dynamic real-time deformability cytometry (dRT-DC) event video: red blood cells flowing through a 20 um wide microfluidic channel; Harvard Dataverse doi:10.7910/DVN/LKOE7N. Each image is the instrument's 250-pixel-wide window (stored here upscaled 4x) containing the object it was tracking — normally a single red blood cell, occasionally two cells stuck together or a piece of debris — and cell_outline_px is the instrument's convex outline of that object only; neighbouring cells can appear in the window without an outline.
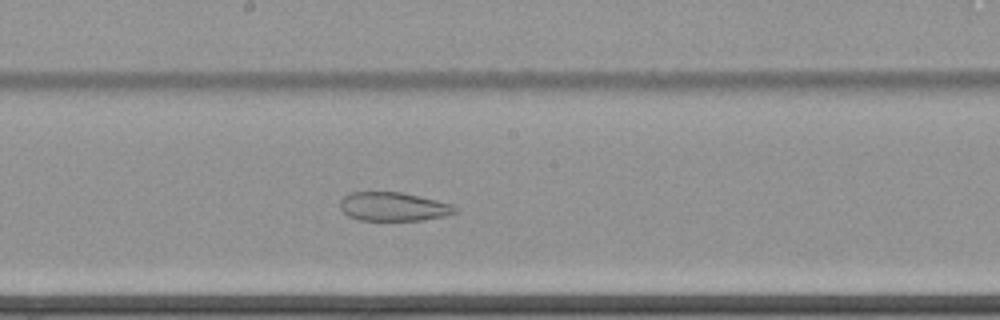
{"species": "common noctule bat (a hibernating species)", "species_latin": "Nyctalus noctula", "temperature_condition": "cold", "stored_images_in_passage": 49, "camera_frame_rate_fps": 3000, "um_per_image_px": 0.085, "animal": {"sex": "female", "body_mass_g": 22.7, "forearm_length_mm": 54.2}, "frame": {"image": 1, "passage_image": 23, "time_ms": 7.333, "image_size_px": [1000, 320], "cell_outline_px": [[460, 212], [444, 216], [420, 220], [360, 220], [348, 216], [340, 208], [340, 200], [348, 192], [400, 192], [436, 200], [452, 204], [460, 208]], "centroid_in_image_um": [33.46, 17.56], "position_along_channel_um": 214.7, "area_um2": 19.36}}
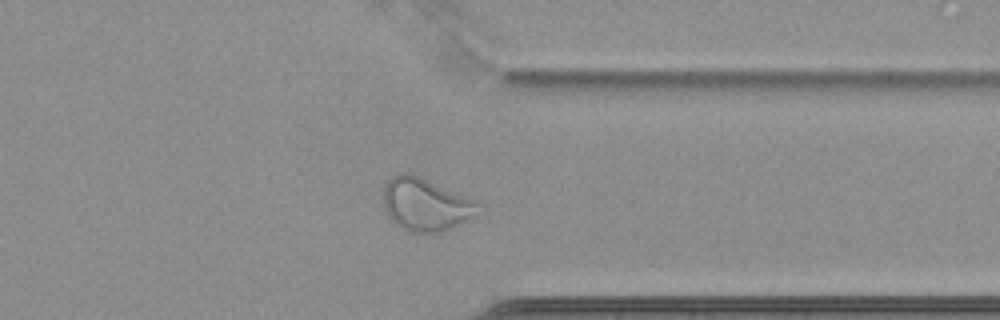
{"frame": {"image": 2, "passage_image": 37, "time_ms": 12.0, "image_size_px": [1000, 320], "cell_outline_px": [[484, 212], [440, 232], [408, 232], [400, 228], [388, 216], [384, 208], [384, 184], [392, 176], [400, 172], [412, 172], [476, 200], [480, 204]], "centroid_in_image_um": [36.2, 17.35], "position_along_channel_um": 375.2, "area_um2": 29.65}}
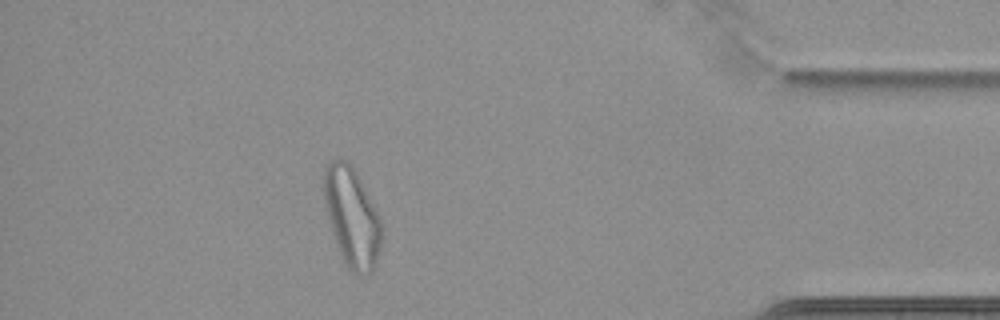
{"frame": {"image": 3, "passage_image": 43, "time_ms": 14.0, "image_size_px": [1000, 320], "cell_outline_px": [[384, 236], [376, 260], [372, 268], [364, 276], [356, 276], [348, 268], [336, 244], [332, 232], [324, 204], [324, 168], [328, 160], [348, 160], [356, 172], [376, 208], [380, 220]], "centroid_in_image_um": [29.91, 18.44], "position_along_channel_um": 405.3, "area_um2": 33.35}, "authors_computed_cell_mechanics": {"area_um2": 28.2642, "velocity_mm_per_s": 3.4428, "shape_relaxation_time_tau1_ms": null, "shape_relaxation_time_tau2_ms": 2.7128, "deformation_change_tau1": null, "deformation_change_tau2": 0.0952}}